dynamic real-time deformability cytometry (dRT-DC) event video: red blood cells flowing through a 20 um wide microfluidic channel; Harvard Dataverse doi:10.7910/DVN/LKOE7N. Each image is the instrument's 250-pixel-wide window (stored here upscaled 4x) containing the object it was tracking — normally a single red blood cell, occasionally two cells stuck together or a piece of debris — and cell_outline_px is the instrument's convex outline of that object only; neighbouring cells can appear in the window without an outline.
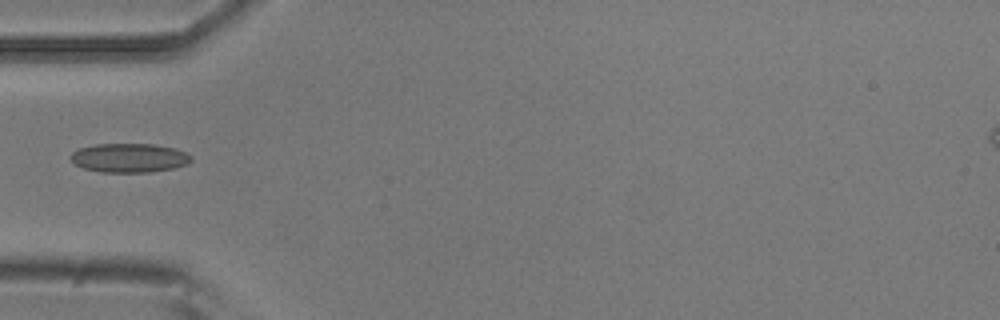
{"species": "common noctule bat (a hibernating species)", "species_latin": "Nyctalus noctula", "temperature_condition": "room temperature", "stored_images_in_passage": 1, "camera_frame_rate_fps": 3000, "um_per_image_px": 0.085, "animal": {"sex": "male", "body_mass_g": 20.5, "forearm_length_mm": 52.5}, "frame": {"image": 1, "passage_image": 1, "time_ms": 0.0, "image_size_px": [1000, 320], "cell_outline_px": [[192, 160], [188, 164], [176, 168], [148, 172], [100, 172], [84, 168], [76, 164], [68, 156], [72, 152], [80, 148], [96, 144], [156, 144], [176, 148], [192, 156]], "centroid_in_image_um": [11.02, 13.42], "position_along_channel_um": 74.0, "area_um2": 20.52}}